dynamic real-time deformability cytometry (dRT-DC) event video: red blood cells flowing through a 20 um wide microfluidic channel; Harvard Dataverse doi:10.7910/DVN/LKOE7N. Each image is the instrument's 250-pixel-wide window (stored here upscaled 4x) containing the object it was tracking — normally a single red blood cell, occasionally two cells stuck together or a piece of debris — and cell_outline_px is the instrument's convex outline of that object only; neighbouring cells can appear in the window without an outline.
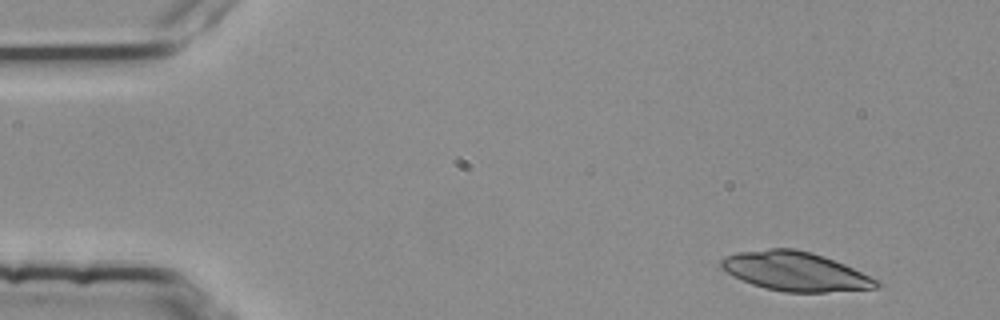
{"species": "common noctule bat (a hibernating species)", "species_latin": "Nyctalus noctula", "temperature_condition": "room temperature", "stored_images_in_passage": 3, "camera_frame_rate_fps": 3000, "um_per_image_px": 0.085, "animal": {"sex": "female", "body_mass_g": 25.1}, "frame": {"image": 1, "passage_image": 1, "time_ms": 0.0, "image_size_px": [1000, 320], "cell_outline_px": [[880, 284], [876, 288], [824, 292], [784, 292], [764, 288], [752, 284], [732, 276], [720, 268], [720, 260], [724, 256], [736, 252], [772, 248], [792, 248], [824, 256], [844, 264], [880, 280]], "centroid_in_image_um": [67.56, 23.06], "position_along_channel_um": 17.4, "area_um2": 35.43}}